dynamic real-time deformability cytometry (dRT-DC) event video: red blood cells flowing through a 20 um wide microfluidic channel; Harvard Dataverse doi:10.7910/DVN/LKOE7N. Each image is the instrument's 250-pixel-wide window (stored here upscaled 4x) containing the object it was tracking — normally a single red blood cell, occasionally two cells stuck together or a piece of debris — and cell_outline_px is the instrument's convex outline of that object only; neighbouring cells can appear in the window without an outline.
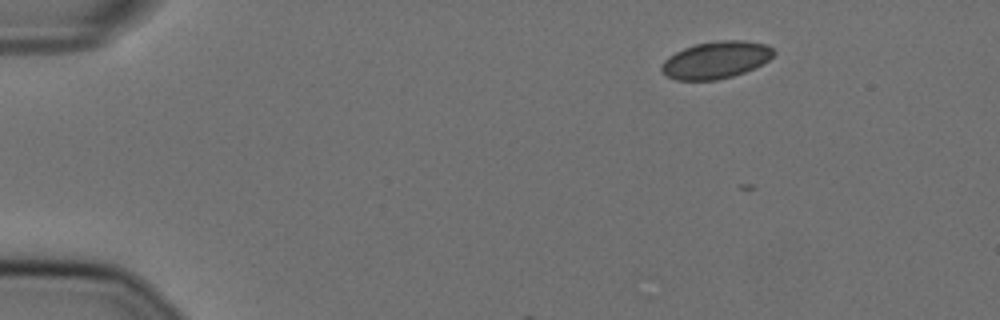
{"species": "Egyptian fruit bat (a non-hibernating species)", "species_latin": "Rousettus aegyptiacus", "temperature_condition": "cold", "stored_images_in_passage": 5, "camera_frame_rate_fps": 3000, "um_per_image_px": 0.085, "animal": {"sex": "female"}, "frame": {"image": 1, "passage_image": 1, "time_ms": 0.0, "image_size_px": [1000, 320], "cell_outline_px": [[776, 52], [768, 60], [744, 72], [732, 76], [716, 80], [676, 80], [668, 76], [660, 68], [660, 64], [668, 56], [684, 48], [696, 44], [720, 40], [744, 40], [768, 44]], "centroid_in_image_um": [60.85, 5.08], "position_along_channel_um": 24.2, "area_um2": 24.16}}